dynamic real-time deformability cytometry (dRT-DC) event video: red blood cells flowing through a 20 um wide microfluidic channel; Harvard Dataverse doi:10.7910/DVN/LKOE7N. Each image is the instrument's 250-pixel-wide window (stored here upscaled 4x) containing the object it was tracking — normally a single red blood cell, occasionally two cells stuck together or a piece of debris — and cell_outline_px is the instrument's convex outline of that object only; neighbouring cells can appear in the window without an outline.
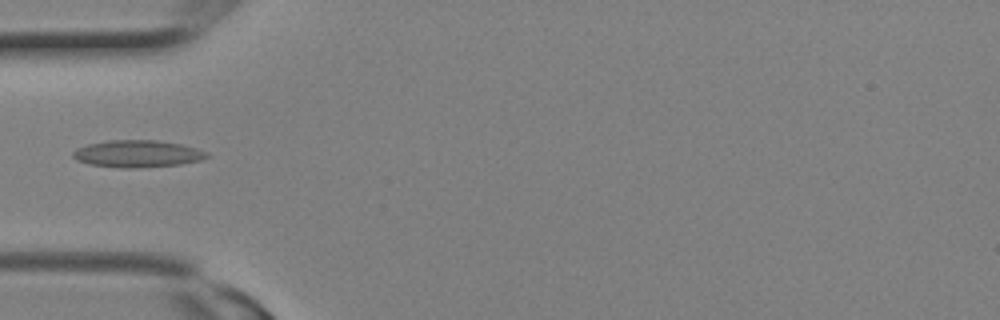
{"species": "Egyptian fruit bat (a non-hibernating species)", "species_latin": "Rousettus aegyptiacus", "temperature_condition": "room temperature", "stored_images_in_passage": 8, "camera_frame_rate_fps": 3000, "um_per_image_px": 0.085, "animal": {"sex": "female"}, "frame": {"image": 1, "passage_image": 7, "time_ms": 2.0, "image_size_px": [1000, 320], "cell_outline_px": [[212, 156], [200, 160], [180, 164], [140, 168], [120, 168], [88, 164], [76, 160], [72, 156], [72, 152], [76, 148], [88, 144], [108, 140], [156, 140], [180, 144], [196, 148], [208, 152]], "centroid_in_image_um": [11.67, 13.07], "position_along_channel_um": 73.3, "area_um2": 21.33}}